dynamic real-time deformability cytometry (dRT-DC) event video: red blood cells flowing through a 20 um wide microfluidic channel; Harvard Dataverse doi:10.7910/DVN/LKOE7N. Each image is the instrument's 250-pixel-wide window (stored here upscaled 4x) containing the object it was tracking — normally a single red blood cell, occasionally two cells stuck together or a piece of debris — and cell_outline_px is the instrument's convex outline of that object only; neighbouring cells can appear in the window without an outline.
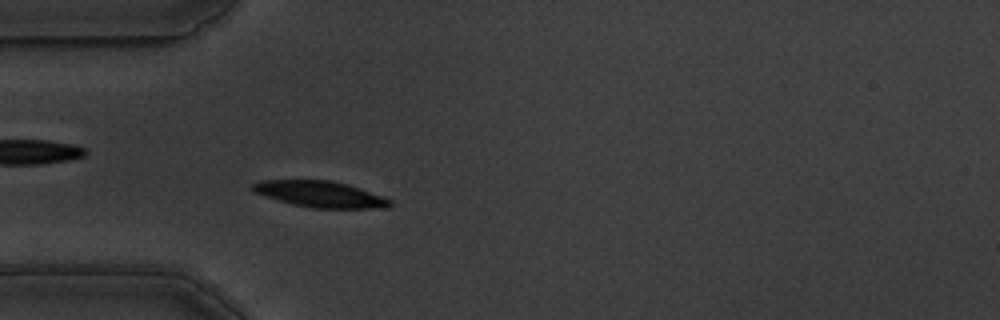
{"species": "common noctule bat (a hibernating species)", "species_latin": "Nyctalus noctula", "temperature_condition": "warm", "stored_images_in_passage": 55, "camera_frame_rate_fps": 3000, "um_per_image_px": 0.085, "animal": {"sex": "male", "body_mass_g": 19.5, "forearm_length_mm": 54.6}, "frame": {"image": 1, "passage_image": 13, "time_ms": 4.0, "image_size_px": [1000, 320], "cell_outline_px": [[392, 204], [384, 208], [312, 208], [292, 204], [264, 196], [256, 192], [252, 188], [252, 184], [260, 180], [332, 180], [348, 184], [384, 196], [392, 200]], "centroid_in_image_um": [27.25, 16.5], "position_along_channel_um": 57.8, "area_um2": 20.98}}
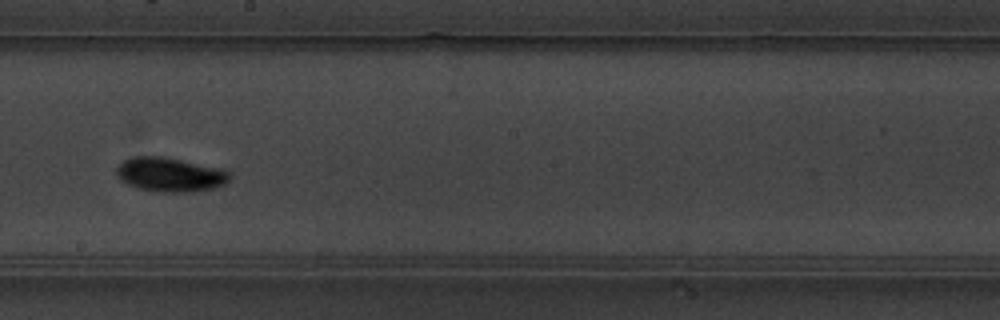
{"frame": {"image": 2, "passage_image": 29, "time_ms": 9.333, "image_size_px": [1000, 320], "cell_outline_px": [[228, 180], [224, 184], [216, 188], [192, 192], [160, 192], [136, 188], [120, 180], [116, 172], [116, 168], [124, 160], [132, 156], [164, 156], [220, 168], [228, 172]], "centroid_in_image_um": [14.42, 14.84], "position_along_channel_um": 233.8, "area_um2": 22.6}}
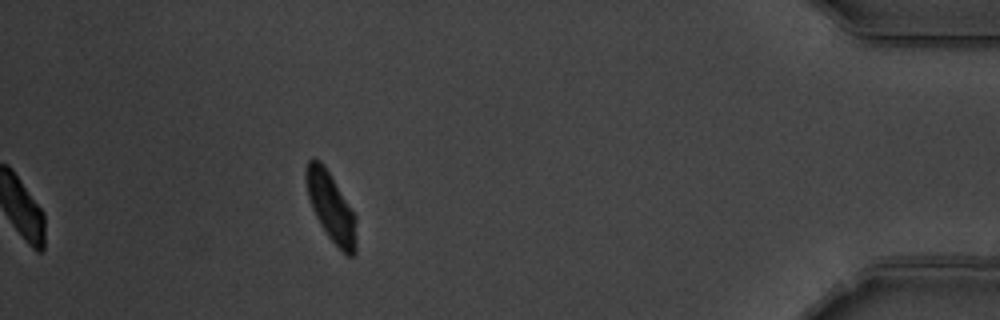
{"frame": {"image": 3, "passage_image": 55, "time_ms": 18.0, "image_size_px": [1000, 320], "cell_outline_px": [[356, 252], [352, 256], [348, 256], [328, 236], [316, 216], [312, 208], [308, 196], [304, 176], [304, 172], [308, 160], [312, 156], [320, 160], [324, 164], [356, 216]], "centroid_in_image_um": [28.11, 17.54], "position_along_channel_um": 407.1, "area_um2": 20.11}}